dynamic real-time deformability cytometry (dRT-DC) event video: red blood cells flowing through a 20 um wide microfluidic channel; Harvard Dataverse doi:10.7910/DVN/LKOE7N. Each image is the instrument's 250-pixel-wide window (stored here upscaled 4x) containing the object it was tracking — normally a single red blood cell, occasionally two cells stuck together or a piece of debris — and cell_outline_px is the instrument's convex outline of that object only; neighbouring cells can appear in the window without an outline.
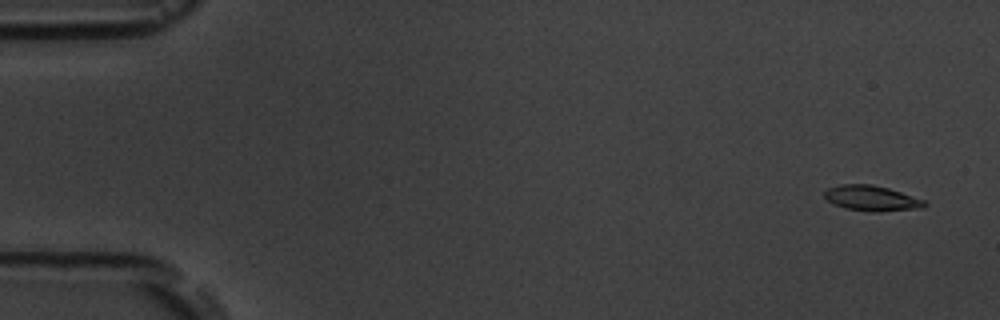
{"species": "common noctule bat (a hibernating species)", "species_latin": "Nyctalus noctula", "temperature_condition": "room temperature", "stored_images_in_passage": 3, "camera_frame_rate_fps": 3000, "um_per_image_px": 0.085, "animal": {"sex": "male", "body_mass_g": 19.5, "forearm_length_mm": 54.6}, "frame": {"image": 1, "passage_image": 1, "time_ms": 0.0, "image_size_px": [1000, 320], "cell_outline_px": [[928, 204], [924, 208], [880, 212], [872, 212], [848, 208], [832, 204], [824, 196], [824, 192], [828, 188], [840, 184], [872, 184], [888, 188], [924, 200]], "centroid_in_image_um": [74.1, 16.85], "position_along_channel_um": 10.9, "area_um2": 14.8}}